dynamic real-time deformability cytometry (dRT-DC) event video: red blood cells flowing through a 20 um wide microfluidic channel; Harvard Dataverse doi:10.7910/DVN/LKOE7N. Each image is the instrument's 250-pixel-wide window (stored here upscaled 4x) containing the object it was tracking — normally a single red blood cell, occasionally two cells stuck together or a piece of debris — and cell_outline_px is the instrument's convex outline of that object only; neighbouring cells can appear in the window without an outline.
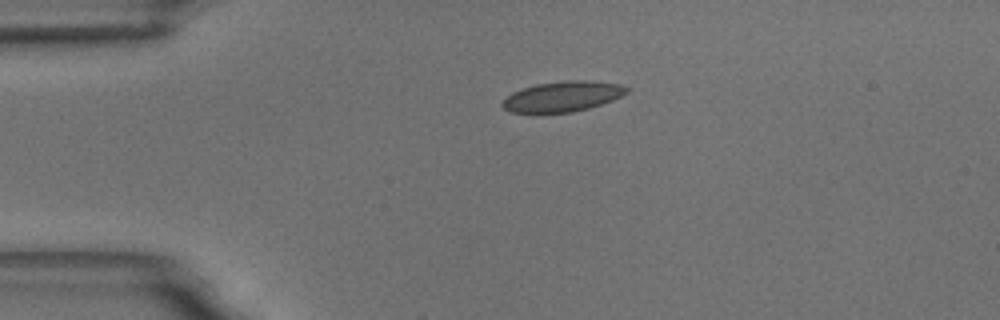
{"species": "common noctule bat (a hibernating species)", "species_latin": "Nyctalus noctula", "temperature_condition": "room temperature", "stored_images_in_passage": 46, "camera_frame_rate_fps": 3000, "um_per_image_px": 0.085, "animal": {"sex": "male", "body_mass_g": 18.8}, "frame": {"image": 1, "passage_image": 1, "time_ms": 0.0, "image_size_px": [1000, 320], "cell_outline_px": [[628, 92], [612, 100], [588, 108], [572, 112], [512, 112], [504, 108], [500, 104], [512, 92], [536, 84], [564, 80], [592, 80], [620, 84], [628, 88]], "centroid_in_image_um": [47.83, 8.18], "position_along_channel_um": 37.2, "area_um2": 21.73}}
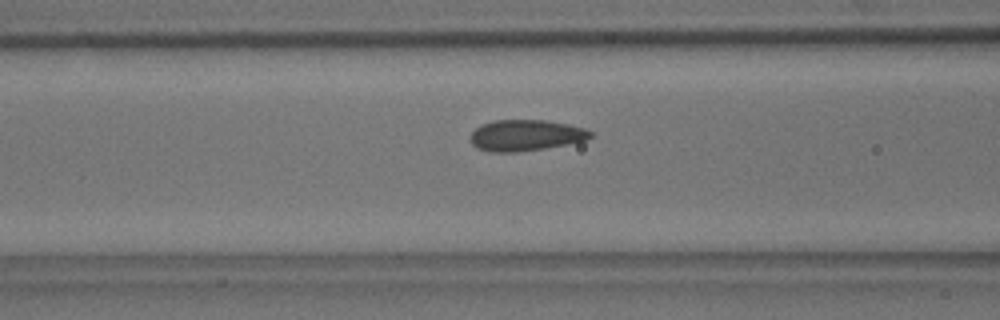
{"frame": {"image": 2, "passage_image": 11, "time_ms": 3.333, "image_size_px": [1000, 320], "cell_outline_px": [[592, 136], [584, 140], [544, 148], [516, 152], [492, 152], [476, 148], [472, 144], [472, 132], [480, 124], [492, 120], [544, 120], [568, 124], [584, 128], [592, 132]], "centroid_in_image_um": [44.65, 11.49], "position_along_channel_um": 122.0, "area_um2": 21.56}}
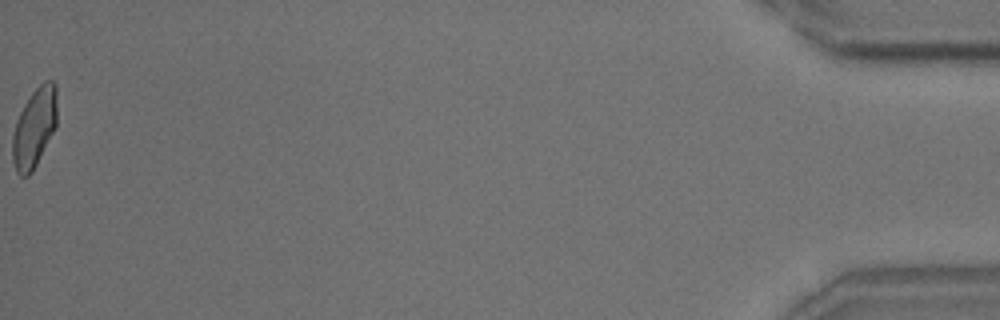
{"frame": {"image": 3, "passage_image": 46, "time_ms": 15.0, "image_size_px": [1000, 320], "cell_outline_px": [[56, 128], [32, 172], [28, 176], [20, 176], [16, 172], [12, 160], [12, 136], [16, 120], [24, 104], [32, 92], [44, 80], [52, 80], [56, 84]], "centroid_in_image_um": [2.91, 10.86], "position_along_channel_um": 432.3, "area_um2": 20.75}, "authors_computed_cell_mechanics": {"area_um2": 21.1837, "velocity_mm_per_s": 3.5114, "shape_relaxation_time_tau1_ms": 5.9308, "shape_relaxation_time_tau2_ms": 0.8857, "deformation_change_tau1": 0.1232, "deformation_change_tau2": 0.0703}}